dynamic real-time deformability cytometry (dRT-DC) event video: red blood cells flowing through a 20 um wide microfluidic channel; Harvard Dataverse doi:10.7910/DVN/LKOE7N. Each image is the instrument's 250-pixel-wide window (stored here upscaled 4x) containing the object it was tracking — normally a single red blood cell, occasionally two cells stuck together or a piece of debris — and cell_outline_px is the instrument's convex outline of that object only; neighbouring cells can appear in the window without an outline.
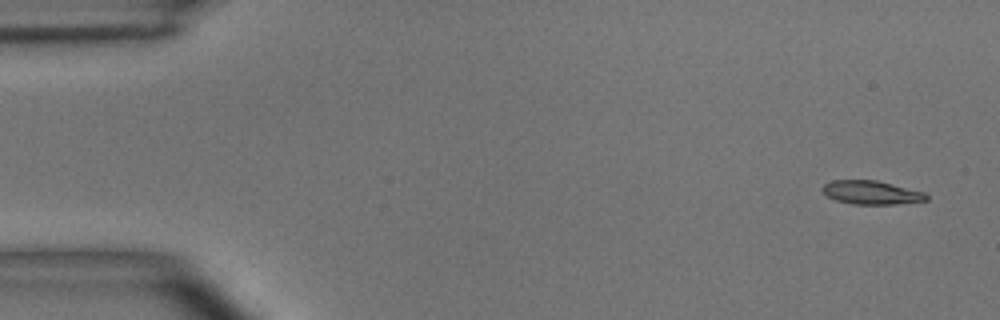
{"species": "common noctule bat (a hibernating species)", "species_latin": "Nyctalus noctula", "temperature_condition": "room temperature", "stored_images_in_passage": 13, "camera_frame_rate_fps": 3000, "um_per_image_px": 0.085, "animal": {"sex": "male", "body_mass_g": 15.6}, "frame": {"image": 1, "passage_image": 1, "time_ms": 0.0, "image_size_px": [1000, 320], "cell_outline_px": [[928, 200], [896, 204], [852, 204], [836, 200], [828, 196], [820, 188], [824, 184], [832, 180], [876, 180], [924, 192], [928, 196]], "centroid_in_image_um": [74.05, 16.36], "position_along_channel_um": 10.9, "area_um2": 14.22}}
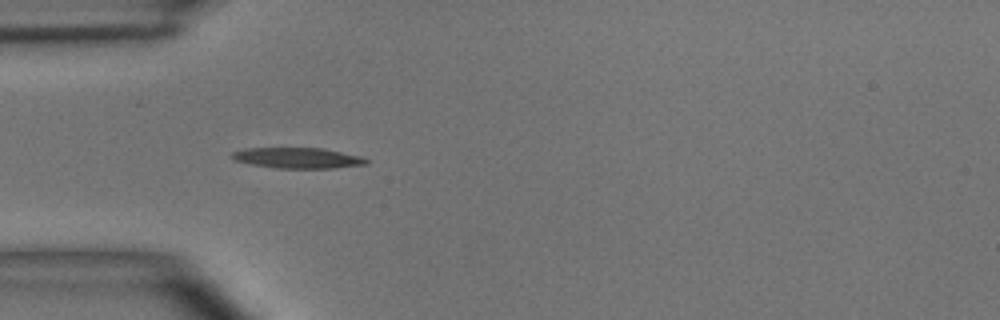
{"frame": {"image": 2, "passage_image": 4, "time_ms": 4.333, "image_size_px": [1000, 320], "cell_outline_px": [[368, 164], [336, 168], [276, 168], [248, 164], [232, 160], [232, 152], [244, 148], [320, 148], [360, 156], [368, 160]], "centroid_in_image_um": [25.25, 13.43], "position_along_channel_um": 59.7, "area_um2": 16.18}}
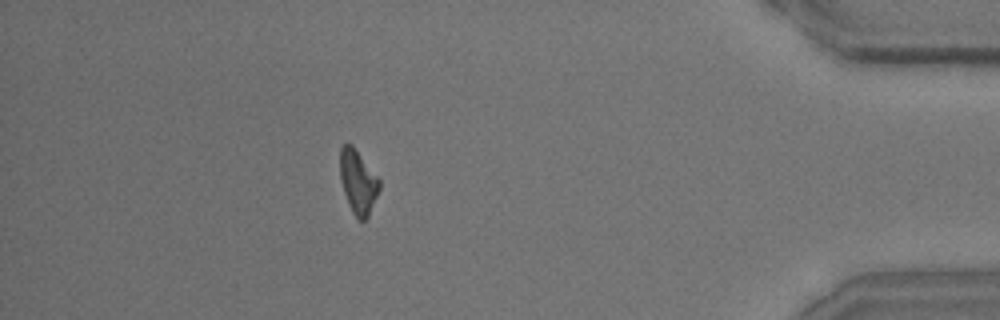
{"frame": {"image": 3, "passage_image": 13, "time_ms": 14.667, "image_size_px": [1000, 320], "cell_outline_px": [[380, 188], [368, 216], [364, 220], [360, 220], [352, 212], [344, 192], [340, 180], [340, 148], [344, 144], [352, 144], [380, 180]], "centroid_in_image_um": [30.42, 15.44], "position_along_channel_um": 404.8, "area_um2": 14.39}, "authors_computed_cell_mechanics": {"area_um2": 14.9702, "velocity_mm_per_s": 3.8049, "shape_relaxation_time_tau1_ms": 5.5437, "shape_relaxation_time_tau2_ms": null, "deformation_change_tau1": 0.178, "deformation_change_tau2": null}}